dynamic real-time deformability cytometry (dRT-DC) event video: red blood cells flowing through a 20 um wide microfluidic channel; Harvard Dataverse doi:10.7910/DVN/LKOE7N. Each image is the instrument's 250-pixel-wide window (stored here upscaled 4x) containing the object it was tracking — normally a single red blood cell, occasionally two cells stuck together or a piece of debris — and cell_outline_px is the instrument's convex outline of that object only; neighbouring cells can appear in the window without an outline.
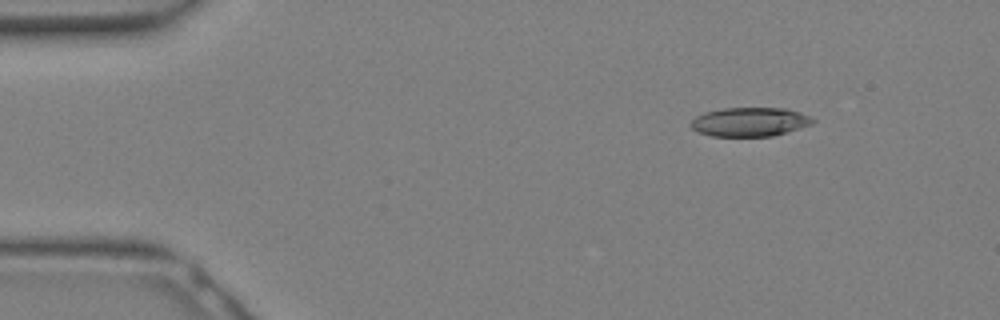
{"species": "Egyptian fruit bat (a non-hibernating species)", "species_latin": "Rousettus aegyptiacus", "temperature_condition": "warm", "stored_images_in_passage": 6, "camera_frame_rate_fps": 3000, "um_per_image_px": 0.085, "animal": {"sex": "female"}, "frame": {"image": 1, "passage_image": 1, "time_ms": 0.0, "image_size_px": [1000, 320], "cell_outline_px": [[816, 120], [812, 124], [800, 128], [772, 136], [712, 136], [700, 132], [692, 128], [688, 124], [696, 116], [704, 112], [724, 108], [784, 108], [800, 112], [812, 116]], "centroid_in_image_um": [63.75, 10.35], "position_along_channel_um": 21.3, "area_um2": 20.63}}